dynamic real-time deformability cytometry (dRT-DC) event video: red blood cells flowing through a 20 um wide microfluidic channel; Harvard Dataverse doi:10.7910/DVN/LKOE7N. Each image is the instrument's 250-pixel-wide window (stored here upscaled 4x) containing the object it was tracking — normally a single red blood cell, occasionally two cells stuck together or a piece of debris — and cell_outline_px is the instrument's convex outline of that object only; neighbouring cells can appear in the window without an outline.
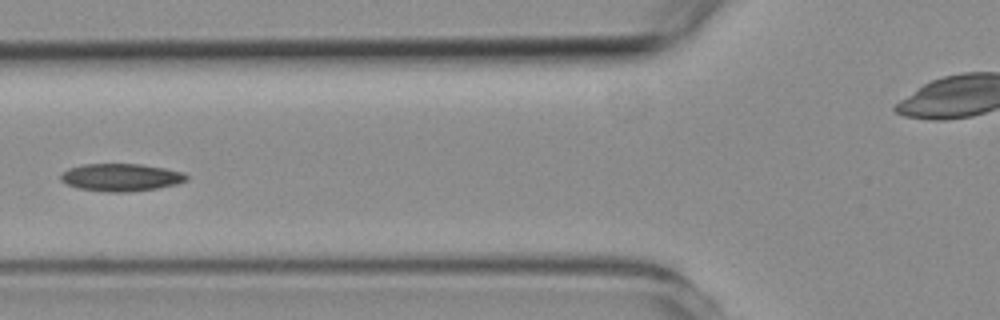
{"species": "common noctule bat (a hibernating species)", "species_latin": "Nyctalus noctula", "temperature_condition": "room temperature", "stored_images_in_passage": 5, "camera_frame_rate_fps": 3000, "um_per_image_px": 0.085, "animal": {"sex": "female", "body_mass_g": 19.3, "forearm_length_mm": 54.1}, "frame": {"image": 1, "passage_image": 5, "time_ms": 4.667, "image_size_px": [1000, 320], "cell_outline_px": [[188, 180], [176, 184], [156, 188], [128, 192], [108, 192], [80, 188], [68, 184], [60, 180], [60, 176], [68, 168], [84, 164], [140, 164], [164, 168], [184, 172], [188, 176]], "centroid_in_image_um": [10.3, 15.07], "position_along_channel_um": 115.5, "area_um2": 20.06}}